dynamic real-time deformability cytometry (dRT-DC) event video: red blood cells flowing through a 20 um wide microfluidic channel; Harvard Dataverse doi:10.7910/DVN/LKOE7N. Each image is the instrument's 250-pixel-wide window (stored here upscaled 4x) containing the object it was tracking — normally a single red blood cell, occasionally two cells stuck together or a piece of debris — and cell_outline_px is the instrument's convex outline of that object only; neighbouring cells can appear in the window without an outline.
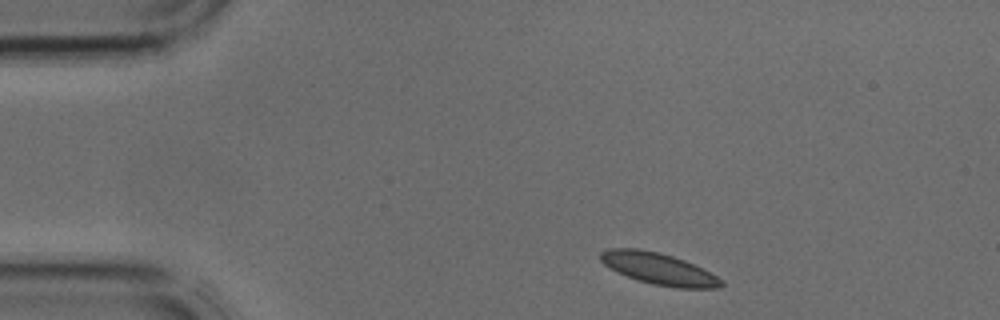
{"species": "common noctule bat (a hibernating species)", "species_latin": "Nyctalus noctula", "temperature_condition": "cold", "stored_images_in_passage": 1, "camera_frame_rate_fps": 3000, "um_per_image_px": 0.085, "animal": {"sex": "male", "body_mass_g": 17.9, "forearm_length_mm": 54.2}, "frame": {"image": 1, "passage_image": 1, "time_ms": 0.0, "image_size_px": [1000, 320], "cell_outline_px": [[724, 284], [720, 288], [676, 288], [652, 284], [616, 272], [604, 264], [600, 260], [600, 252], [608, 248], [636, 248], [660, 252], [684, 260], [716, 276]], "centroid_in_image_um": [55.95, 22.83], "position_along_channel_um": 29.1, "area_um2": 22.02}}